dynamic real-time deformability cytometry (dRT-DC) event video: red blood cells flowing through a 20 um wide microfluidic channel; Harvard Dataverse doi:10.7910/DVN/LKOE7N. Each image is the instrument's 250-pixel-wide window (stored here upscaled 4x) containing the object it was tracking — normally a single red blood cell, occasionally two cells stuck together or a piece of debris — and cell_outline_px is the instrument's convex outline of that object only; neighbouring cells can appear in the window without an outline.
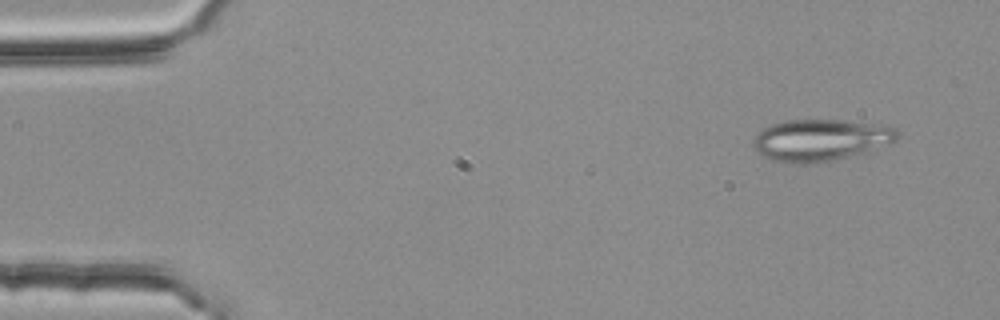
{"species": "common noctule bat (a hibernating species)", "species_latin": "Nyctalus noctula", "temperature_condition": "room temperature", "stored_images_in_passage": 3, "camera_frame_rate_fps": 3000, "um_per_image_px": 0.085, "animal": {"sex": "female", "body_mass_g": 25.1}, "frame": {"image": 1, "passage_image": 1, "time_ms": 0.0, "image_size_px": [1000, 320], "cell_outline_px": [[900, 136], [896, 140], [872, 152], [828, 160], [804, 164], [792, 164], [776, 160], [764, 156], [752, 144], [752, 140], [764, 128], [772, 124], [788, 120], [840, 120], [880, 124], [896, 128], [900, 132]], "centroid_in_image_um": [69.83, 11.9], "position_along_channel_um": 15.2, "area_um2": 34.97}}